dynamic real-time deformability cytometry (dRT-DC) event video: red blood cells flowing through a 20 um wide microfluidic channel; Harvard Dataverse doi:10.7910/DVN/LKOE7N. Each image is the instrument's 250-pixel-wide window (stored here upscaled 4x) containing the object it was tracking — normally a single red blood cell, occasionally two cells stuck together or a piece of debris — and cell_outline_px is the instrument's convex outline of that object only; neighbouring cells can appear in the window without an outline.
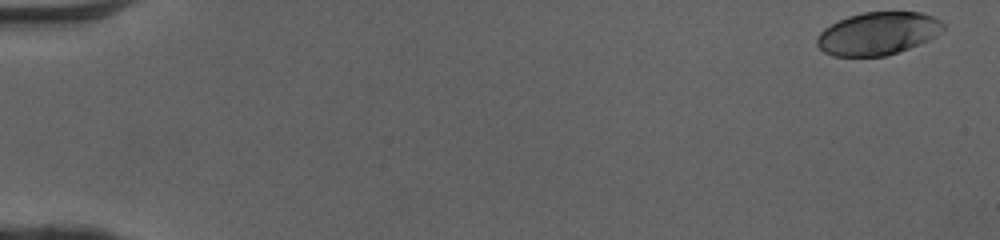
{"species": "human", "species_latin": "Homo sapiens", "temperature_condition": "cold", "stored_images_in_passage": 50, "camera_frame_rate_fps": 3000, "um_per_image_px": 0.085, "donor": {"sex": "female"}, "frame": {"image": 1, "passage_image": 1, "time_ms": 0.0, "image_size_px": [1000, 240], "cell_outline_px": [[944, 28], [936, 36], [928, 40], [888, 56], [832, 56], [824, 52], [816, 44], [816, 40], [820, 32], [824, 28], [848, 16], [864, 12], [920, 12], [932, 16], [940, 20], [944, 24]], "centroid_in_image_um": [74.61, 2.85], "position_along_channel_um": 10.4, "area_um2": 31.39}}
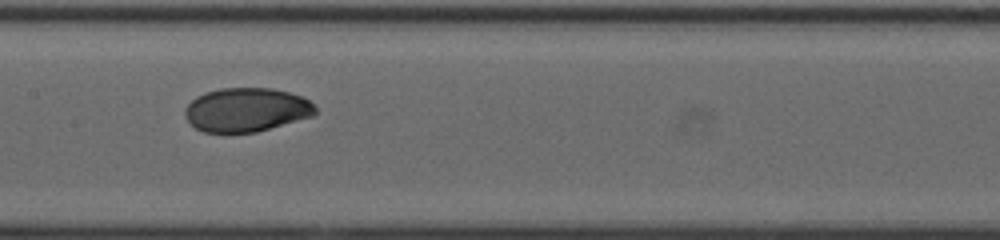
{"frame": {"image": 2, "passage_image": 26, "time_ms": 8.333, "image_size_px": [1000, 240], "cell_outline_px": [[316, 112], [312, 116], [256, 132], [204, 132], [196, 128], [184, 116], [184, 108], [196, 96], [204, 92], [220, 88], [272, 88], [288, 92], [300, 96], [308, 100], [316, 108]], "centroid_in_image_um": [20.91, 9.32], "position_along_channel_um": 186.5, "area_um2": 33.18}}
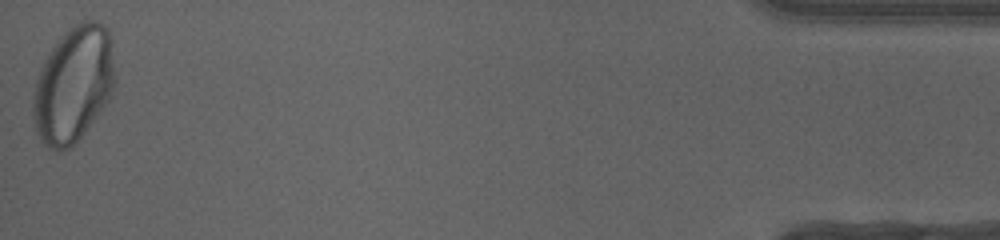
{"frame": {"image": 3, "passage_image": 50, "time_ms": 16.333, "image_size_px": [1000, 240], "cell_outline_px": [[116, 80], [112, 96], [84, 132], [68, 148], [56, 152], [48, 148], [44, 144], [36, 132], [32, 112], [32, 96], [36, 80], [44, 60], [60, 36], [76, 24], [84, 20], [96, 20], [104, 24], [108, 28]], "centroid_in_image_um": [6.24, 7.18], "position_along_channel_um": 429.0, "area_um2": 55.43}, "authors_computed_cell_mechanics": {"area_um2": 33.813, "velocity_mm_per_s": 4.0908, "shape_relaxation_time_tau1_ms": 3.5058, "shape_relaxation_time_tau2_ms": null, "deformation_change_tau1": 0.1653, "deformation_change_tau2": null}}